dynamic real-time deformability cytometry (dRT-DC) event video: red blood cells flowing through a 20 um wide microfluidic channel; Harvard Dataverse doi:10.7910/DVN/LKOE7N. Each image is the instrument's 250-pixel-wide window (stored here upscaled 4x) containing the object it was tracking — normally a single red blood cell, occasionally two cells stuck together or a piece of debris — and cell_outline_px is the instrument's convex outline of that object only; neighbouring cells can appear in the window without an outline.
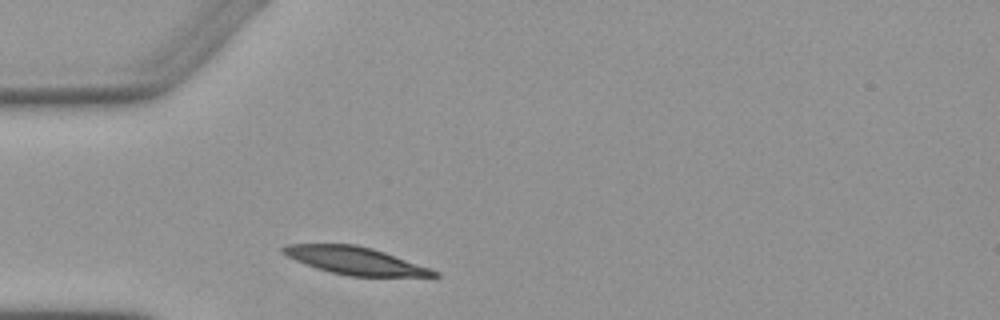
{"species": "Egyptian fruit bat (a non-hibernating species)", "species_latin": "Rousettus aegyptiacus", "temperature_condition": "warm", "stored_images_in_passage": 1, "camera_frame_rate_fps": 3000, "um_per_image_px": 0.085, "animal": {"sex": "female"}, "frame": {"image": 1, "passage_image": 1, "time_ms": 0.0, "image_size_px": [1000, 320], "cell_outline_px": [[440, 276], [348, 276], [328, 272], [304, 264], [280, 252], [280, 248], [284, 244], [356, 244], [372, 248], [384, 252], [440, 272]], "centroid_in_image_um": [30.12, 22.15], "position_along_channel_um": 54.9, "area_um2": 24.1}}